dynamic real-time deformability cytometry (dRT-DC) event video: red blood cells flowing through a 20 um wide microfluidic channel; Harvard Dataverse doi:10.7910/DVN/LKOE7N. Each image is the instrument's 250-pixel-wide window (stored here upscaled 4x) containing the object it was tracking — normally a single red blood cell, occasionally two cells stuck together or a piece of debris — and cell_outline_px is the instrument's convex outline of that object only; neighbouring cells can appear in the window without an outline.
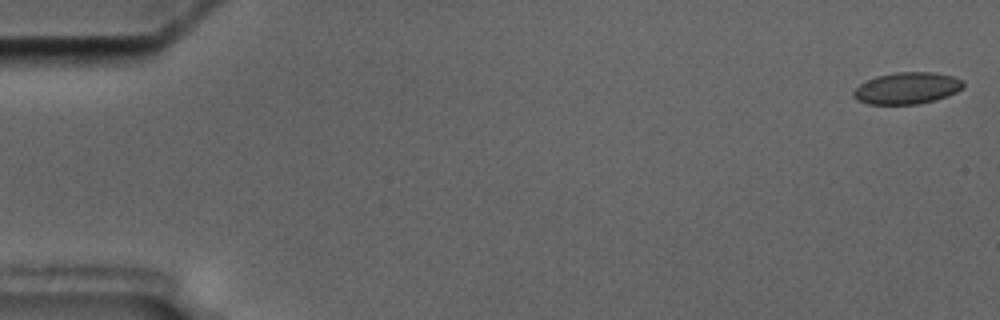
{"species": "common noctule bat (a hibernating species)", "species_latin": "Nyctalus noctula", "temperature_condition": "cold", "stored_images_in_passage": 4, "camera_frame_rate_fps": 3000, "um_per_image_px": 0.085, "animal": {"sex": "male", "body_mass_g": 17.5, "forearm_length_mm": 52.3}, "frame": {"image": 1, "passage_image": 1, "time_ms": 0.0, "image_size_px": [1000, 320], "cell_outline_px": [[964, 84], [956, 92], [948, 96], [936, 100], [916, 104], [868, 104], [856, 100], [852, 96], [852, 92], [860, 84], [876, 76], [896, 72], [932, 72], [952, 76], [964, 80]], "centroid_in_image_um": [77.08, 7.5], "position_along_channel_um": 7.9, "area_um2": 20.29}}